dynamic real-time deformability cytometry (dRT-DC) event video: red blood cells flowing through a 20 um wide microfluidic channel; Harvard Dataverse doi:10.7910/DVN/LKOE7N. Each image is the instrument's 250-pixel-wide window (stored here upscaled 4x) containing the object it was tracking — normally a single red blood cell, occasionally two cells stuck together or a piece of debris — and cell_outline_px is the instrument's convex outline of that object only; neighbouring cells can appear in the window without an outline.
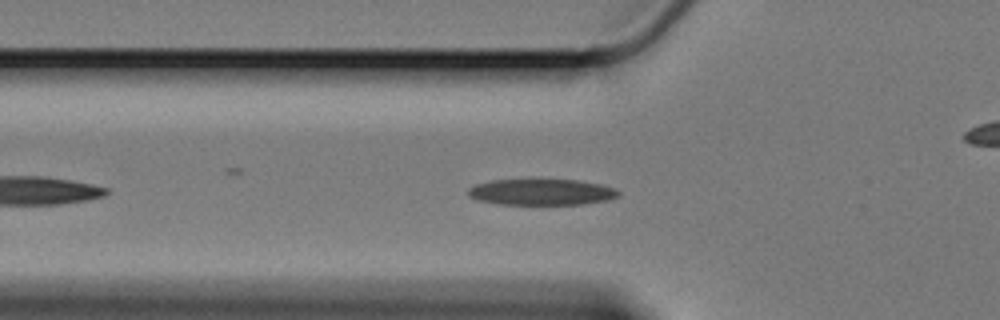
{"species": "Egyptian fruit bat (a non-hibernating species)", "species_latin": "Rousettus aegyptiacus", "temperature_condition": "cold", "stored_images_in_passage": 28, "camera_frame_rate_fps": 3000, "um_per_image_px": 0.085, "animal": {"sex": "female"}, "frame": {"image": 1, "passage_image": 9, "time_ms": 2.667, "image_size_px": [1000, 320], "cell_outline_px": [[620, 196], [608, 200], [580, 204], [500, 204], [480, 200], [468, 196], [468, 188], [476, 184], [492, 180], [532, 176], [540, 176], [580, 180], [600, 184], [616, 188], [620, 192]], "centroid_in_image_um": [46.04, 16.25], "position_along_channel_um": 79.8, "area_um2": 24.16}}
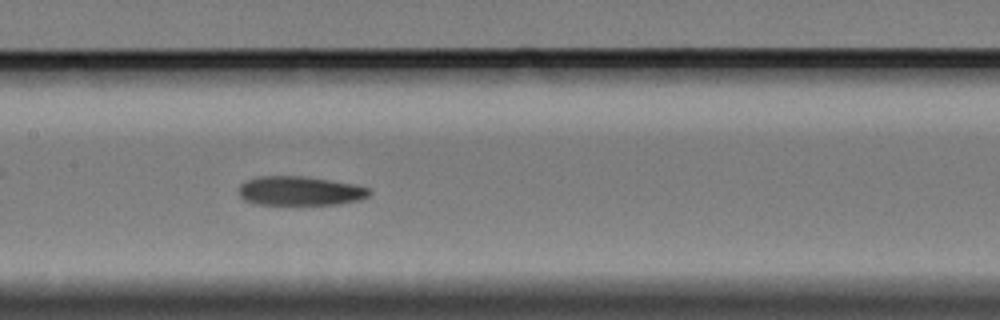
{"frame": {"image": 2, "passage_image": 18, "time_ms": 5.667, "image_size_px": [1000, 320], "cell_outline_px": [[372, 192], [368, 196], [360, 200], [340, 204], [256, 204], [244, 200], [240, 196], [240, 184], [248, 180], [260, 176], [308, 176], [356, 184], [368, 188]], "centroid_in_image_um": [25.54, 16.22], "position_along_channel_um": 181.9, "area_um2": 22.25}}
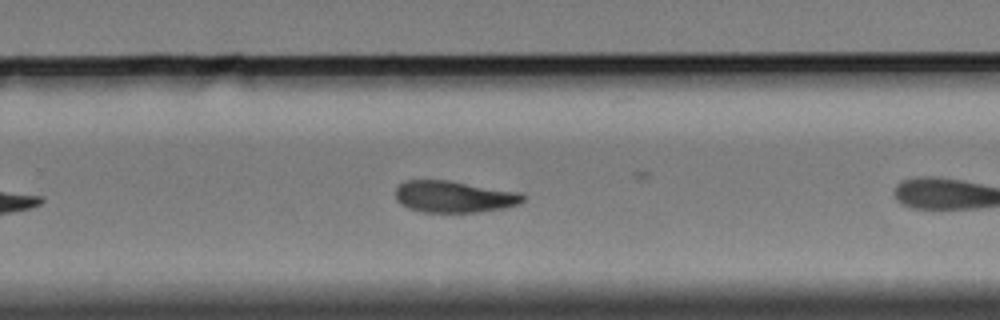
{"frame": {"image": 3, "passage_image": 24, "time_ms": 7.667, "image_size_px": [1000, 320], "cell_outline_px": [[524, 200], [516, 204], [504, 208], [480, 212], [420, 212], [408, 208], [400, 204], [396, 200], [396, 188], [404, 180], [448, 180], [520, 192], [524, 196]], "centroid_in_image_um": [38.56, 16.72], "position_along_channel_um": 291.2, "area_um2": 23.58}}